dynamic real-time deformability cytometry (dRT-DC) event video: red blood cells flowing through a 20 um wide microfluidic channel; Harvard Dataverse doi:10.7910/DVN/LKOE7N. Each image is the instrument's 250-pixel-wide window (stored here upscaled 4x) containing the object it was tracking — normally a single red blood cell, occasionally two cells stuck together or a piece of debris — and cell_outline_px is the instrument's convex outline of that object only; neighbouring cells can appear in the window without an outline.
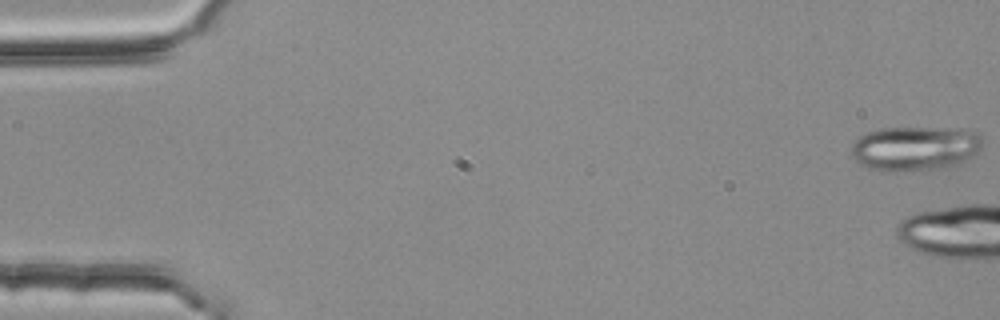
{"species": "common noctule bat (a hibernating species)", "species_latin": "Nyctalus noctula", "temperature_condition": "room temperature", "stored_images_in_passage": 3, "camera_frame_rate_fps": 3000, "um_per_image_px": 0.085, "animal": {"sex": "female", "body_mass_g": 25.1}, "frame": {"image": 1, "passage_image": 1, "time_ms": 0.0, "image_size_px": [1000, 320], "cell_outline_px": [[980, 148], [976, 156], [972, 160], [948, 168], [912, 172], [880, 172], [868, 168], [860, 164], [848, 152], [856, 136], [880, 128], [960, 128], [976, 132], [980, 136]], "centroid_in_image_um": [77.76, 12.65], "position_along_channel_um": 7.2, "area_um2": 35.32}}